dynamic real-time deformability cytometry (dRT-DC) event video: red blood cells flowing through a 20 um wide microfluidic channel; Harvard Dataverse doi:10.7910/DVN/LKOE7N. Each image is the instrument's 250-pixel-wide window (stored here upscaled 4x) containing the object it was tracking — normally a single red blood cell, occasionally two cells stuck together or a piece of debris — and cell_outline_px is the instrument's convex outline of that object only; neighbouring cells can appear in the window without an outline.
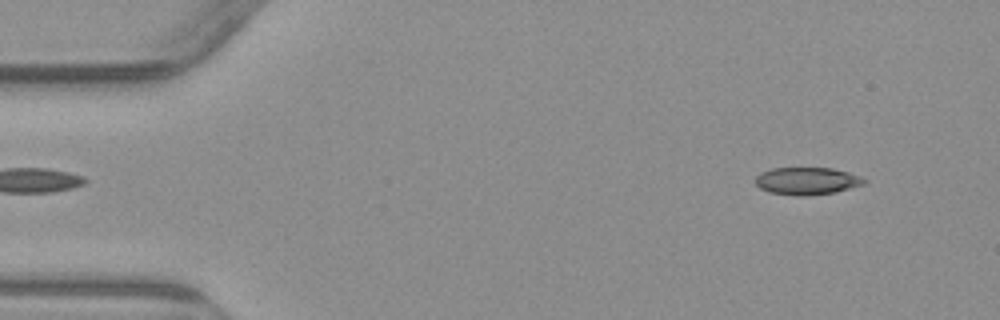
{"species": "common noctule bat (a hibernating species)", "species_latin": "Nyctalus noctula", "temperature_condition": "warm", "stored_images_in_passage": 4, "camera_frame_rate_fps": 3000, "um_per_image_px": 0.085, "animal": {"sex": "male", "body_mass_g": 23.1, "forearm_length_mm": 52.7}, "frame": {"image": 1, "passage_image": 1, "time_ms": 0.0, "image_size_px": [1000, 320], "cell_outline_px": [[868, 180], [864, 184], [836, 192], [808, 196], [796, 196], [768, 192], [760, 188], [756, 184], [756, 176], [760, 172], [772, 168], [832, 168], [848, 172], [860, 176]], "centroid_in_image_um": [68.59, 15.39], "position_along_channel_um": 16.4, "area_um2": 17.51}}
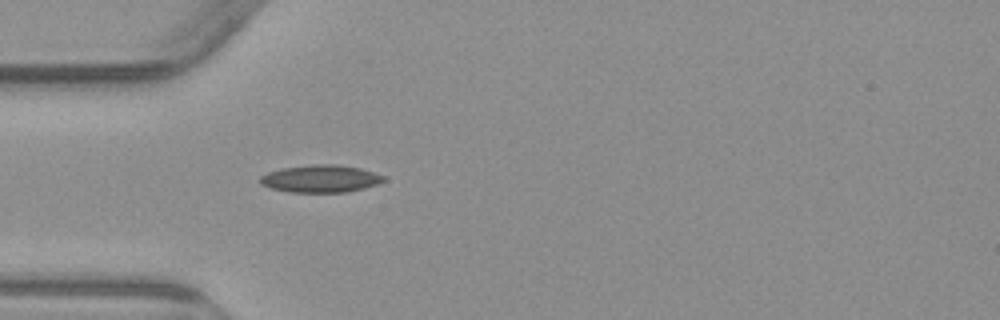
{"frame": {"image": 2, "passage_image": 4, "time_ms": 3.667, "image_size_px": [1000, 320], "cell_outline_px": [[384, 180], [376, 184], [364, 188], [348, 192], [288, 192], [272, 188], [260, 184], [260, 176], [268, 172], [280, 168], [312, 164], [336, 164], [360, 168], [384, 176]], "centroid_in_image_um": [27.21, 15.18], "position_along_channel_um": 57.8, "area_um2": 19.71}}